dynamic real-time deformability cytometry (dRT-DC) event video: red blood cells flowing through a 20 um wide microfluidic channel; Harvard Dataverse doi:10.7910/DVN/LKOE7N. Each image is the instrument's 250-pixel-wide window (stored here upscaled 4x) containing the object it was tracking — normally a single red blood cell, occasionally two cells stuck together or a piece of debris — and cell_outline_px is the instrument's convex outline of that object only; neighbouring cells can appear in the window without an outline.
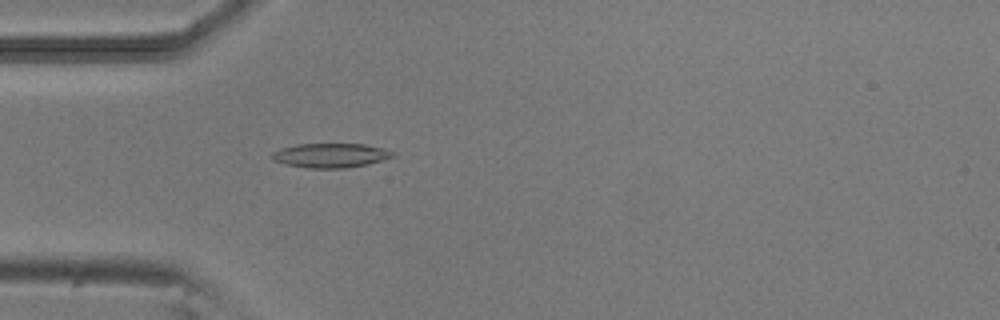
{"species": "common noctule bat (a hibernating species)", "species_latin": "Nyctalus noctula", "temperature_condition": "room temperature", "stored_images_in_passage": 30, "camera_frame_rate_fps": 3000, "um_per_image_px": 0.085, "animal": {"sex": "male", "body_mass_g": 20.5, "forearm_length_mm": 52.5}, "frame": {"image": 1, "passage_image": 1, "time_ms": 0.0, "image_size_px": [1000, 320], "cell_outline_px": [[396, 156], [368, 164], [344, 168], [308, 168], [284, 164], [272, 160], [268, 156], [272, 152], [280, 148], [296, 144], [364, 144], [384, 148], [396, 152]], "centroid_in_image_um": [28.08, 13.21], "position_along_channel_um": 56.9, "area_um2": 17.4}}
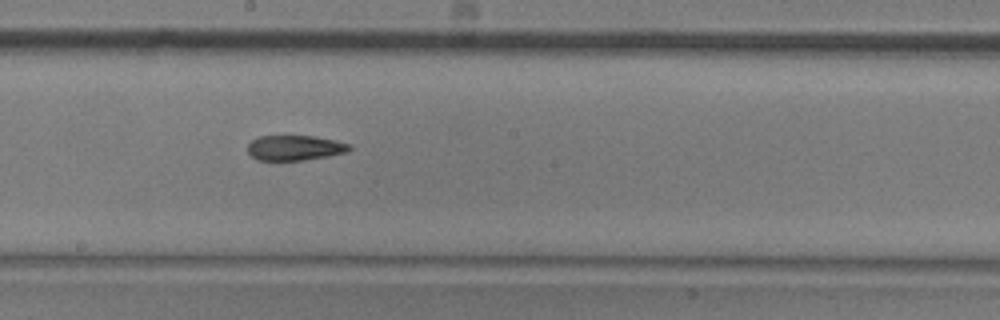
{"frame": {"image": 2, "passage_image": 14, "time_ms": 4.333, "image_size_px": [1000, 320], "cell_outline_px": [[352, 148], [348, 152], [328, 156], [304, 160], [256, 160], [248, 152], [248, 144], [252, 140], [260, 136], [312, 136], [336, 140], [352, 144]], "centroid_in_image_um": [25.1, 12.56], "position_along_channel_um": 223.1, "area_um2": 14.97}}
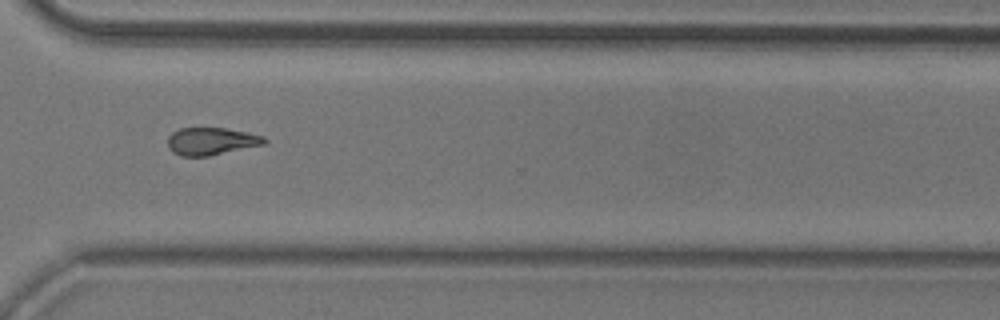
{"frame": {"image": 3, "passage_image": 24, "time_ms": 7.667, "image_size_px": [1000, 320], "cell_outline_px": [[268, 140], [264, 144], [208, 156], [180, 156], [172, 152], [168, 148], [168, 136], [172, 132], [180, 128], [224, 128], [248, 132], [264, 136]], "centroid_in_image_um": [17.94, 12.0], "position_along_channel_um": 352.7, "area_um2": 15.49}, "authors_computed_cell_mechanics": {"area_um2": 15.6349, "velocity_mm_per_s": 3.9001, "shape_relaxation_time_tau1_ms": 5.1538, "shape_relaxation_time_tau2_ms": 4.6645, "deformation_change_tau1": 0.1314, "deformation_change_tau2": 0.1379}}